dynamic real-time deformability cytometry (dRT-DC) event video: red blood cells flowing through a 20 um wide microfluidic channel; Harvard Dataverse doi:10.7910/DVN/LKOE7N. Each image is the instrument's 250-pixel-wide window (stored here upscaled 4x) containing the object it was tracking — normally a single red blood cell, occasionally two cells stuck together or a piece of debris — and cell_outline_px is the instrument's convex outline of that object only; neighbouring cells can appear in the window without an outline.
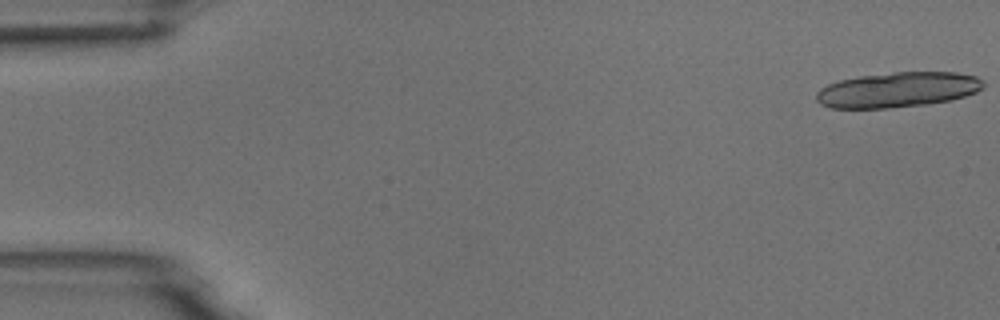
{"species": "common noctule bat (a hibernating species)", "species_latin": "Nyctalus noctula", "temperature_condition": "room temperature", "stored_images_in_passage": 6, "camera_frame_rate_fps": 3000, "um_per_image_px": 0.085, "animal": {"sex": "male", "body_mass_g": 18.8}, "frame": {"image": 1, "passage_image": 1, "time_ms": 0.0, "image_size_px": [1000, 320], "cell_outline_px": [[984, 88], [976, 92], [952, 100], [924, 104], [888, 108], [832, 108], [820, 104], [816, 100], [816, 92], [820, 88], [828, 84], [840, 80], [860, 76], [892, 72], [956, 72], [976, 76], [984, 80]], "centroid_in_image_um": [76.32, 7.62], "position_along_channel_um": 8.7, "area_um2": 34.33}}